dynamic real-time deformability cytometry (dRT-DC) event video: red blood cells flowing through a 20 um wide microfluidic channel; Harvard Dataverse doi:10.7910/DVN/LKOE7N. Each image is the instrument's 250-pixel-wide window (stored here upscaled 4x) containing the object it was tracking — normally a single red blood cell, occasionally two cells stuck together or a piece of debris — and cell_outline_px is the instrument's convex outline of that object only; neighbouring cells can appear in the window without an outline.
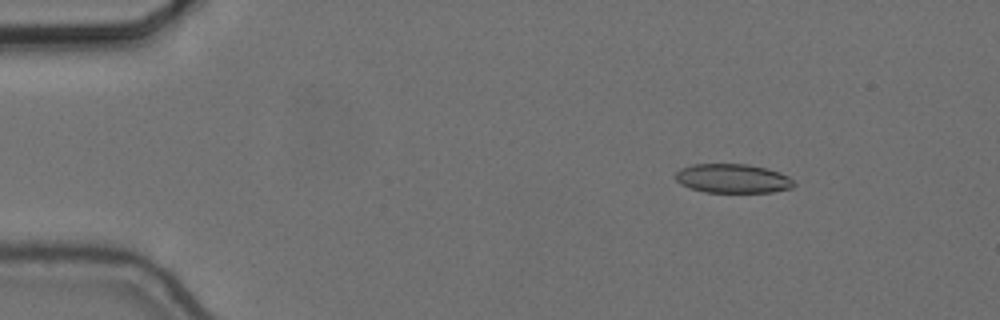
{"species": "common noctule bat (a hibernating species)", "species_latin": "Nyctalus noctula", "temperature_condition": "cold", "stored_images_in_passage": 51, "camera_frame_rate_fps": 3000, "um_per_image_px": 0.085, "animal": {"sex": "female", "body_mass_g": 24.6, "forearm_length_mm": 56.2}, "frame": {"image": 1, "passage_image": 3, "time_ms": 0.667, "image_size_px": [1000, 320], "cell_outline_px": [[796, 184], [792, 188], [772, 192], [704, 192], [680, 184], [676, 180], [676, 172], [680, 168], [692, 164], [748, 164], [768, 168], [780, 172], [788, 176]], "centroid_in_image_um": [62.3, 15.16], "position_along_channel_um": 22.7, "area_um2": 20.17}}
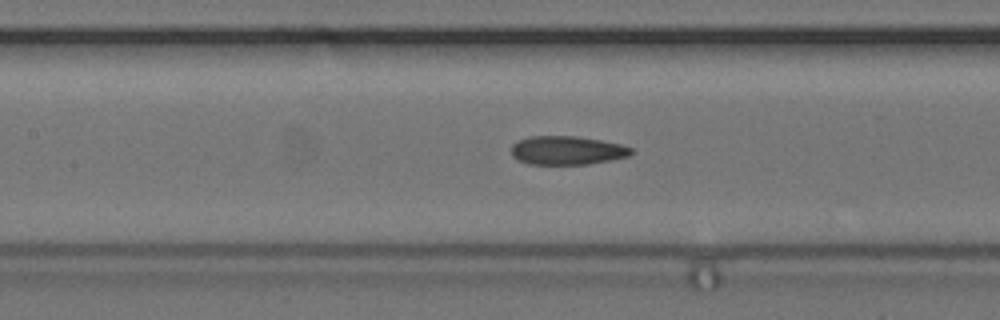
{"frame": {"image": 2, "passage_image": 21, "time_ms": 6.667, "image_size_px": [1000, 320], "cell_outline_px": [[632, 152], [628, 156], [612, 160], [588, 164], [528, 164], [516, 160], [512, 156], [512, 144], [528, 136], [576, 136], [600, 140], [620, 144], [632, 148]], "centroid_in_image_um": [48.17, 12.78], "position_along_channel_um": 159.2, "area_um2": 20.06}}
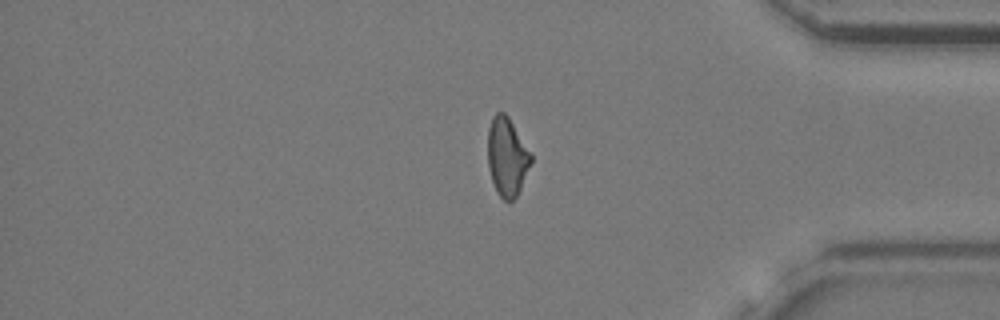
{"frame": {"image": 3, "passage_image": 42, "time_ms": 13.667, "image_size_px": [1000, 320], "cell_outline_px": [[532, 160], [520, 188], [516, 196], [512, 200], [504, 200], [496, 192], [488, 168], [488, 128], [492, 116], [496, 112], [504, 112], [508, 116], [532, 152]], "centroid_in_image_um": [43.09, 13.29], "position_along_channel_um": 392.1, "area_um2": 19.83}, "authors_computed_cell_mechanics": {"area_um2": 20.0566, "velocity_mm_per_s": 3.6483, "shape_relaxation_time_tau1_ms": null, "shape_relaxation_time_tau2_ms": 5.0266, "deformation_change_tau1": null, "deformation_change_tau2": 0.1276}}